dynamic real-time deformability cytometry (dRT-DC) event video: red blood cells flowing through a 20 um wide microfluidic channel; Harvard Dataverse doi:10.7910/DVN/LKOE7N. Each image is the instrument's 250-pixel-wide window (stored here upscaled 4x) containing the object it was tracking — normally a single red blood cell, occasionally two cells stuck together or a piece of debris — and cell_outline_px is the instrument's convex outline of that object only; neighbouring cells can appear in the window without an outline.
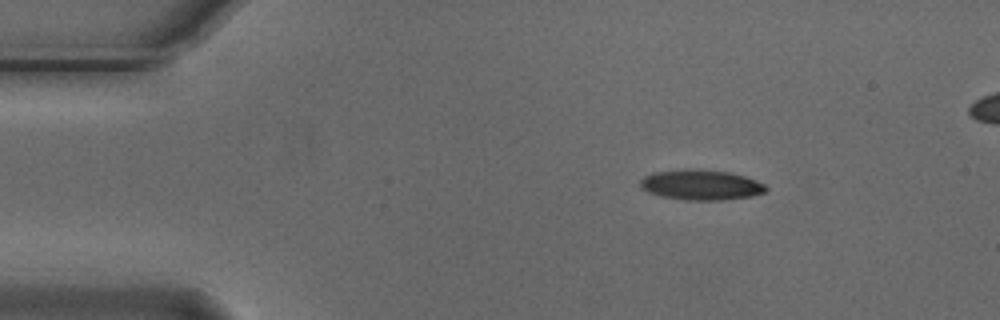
{"species": "Egyptian fruit bat (a non-hibernating species)", "species_latin": "Rousettus aegyptiacus", "temperature_condition": "cold", "stored_images_in_passage": 4, "segment_of_instrument_passage": [1, 2], "camera_frame_rate_fps": 3000, "um_per_image_px": 0.085, "animal": {"sex": "male"}, "frame": {"image": 1, "passage_image": 1, "time_ms": 0.0, "image_size_px": [1000, 320], "cell_outline_px": [[768, 188], [764, 192], [752, 196], [724, 200], [684, 200], [660, 196], [648, 192], [640, 188], [640, 180], [644, 176], [652, 172], [684, 168], [692, 168], [728, 172], [744, 176], [756, 180], [764, 184]], "centroid_in_image_um": [59.54, 15.71], "position_along_channel_um": 25.5, "area_um2": 22.43}}